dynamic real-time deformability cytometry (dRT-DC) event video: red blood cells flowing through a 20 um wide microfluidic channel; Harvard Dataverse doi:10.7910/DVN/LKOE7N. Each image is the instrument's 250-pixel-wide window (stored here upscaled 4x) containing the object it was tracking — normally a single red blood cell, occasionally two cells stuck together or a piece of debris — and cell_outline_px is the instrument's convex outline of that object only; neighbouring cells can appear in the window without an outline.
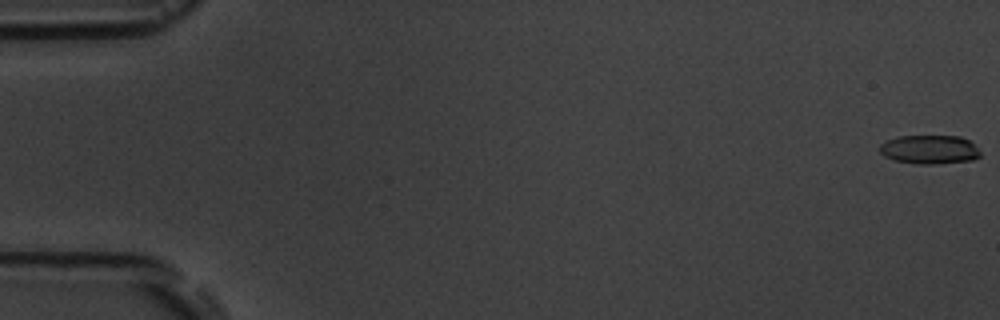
{"species": "common noctule bat (a hibernating species)", "species_latin": "Nyctalus noctula", "temperature_condition": "room temperature", "stored_images_in_passage": 9, "camera_frame_rate_fps": 3000, "um_per_image_px": 0.085, "animal": {"sex": "male", "body_mass_g": 19.5, "forearm_length_mm": 54.6}, "frame": {"image": 1, "passage_image": 1, "time_ms": 0.0, "image_size_px": [1000, 320], "cell_outline_px": [[980, 156], [972, 160], [932, 164], [916, 164], [896, 160], [884, 156], [880, 152], [880, 144], [888, 140], [900, 136], [960, 136], [968, 140], [980, 152]], "centroid_in_image_um": [79.0, 12.71], "position_along_channel_um": 6.0, "area_um2": 16.7}}
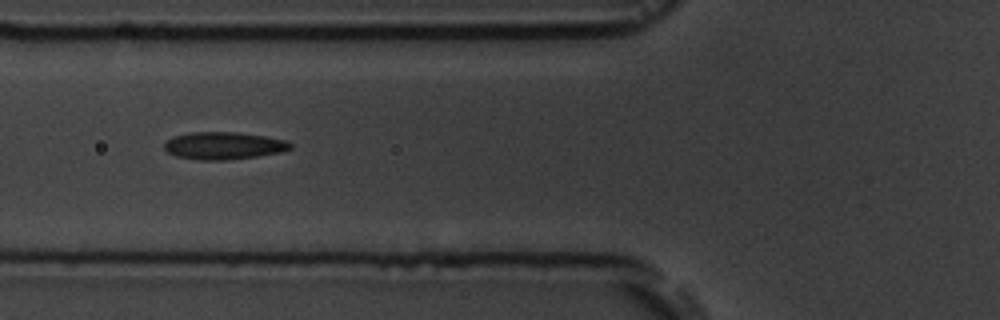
{"frame": {"image": 2, "passage_image": 7, "time_ms": 7.0, "image_size_px": [1000, 320], "cell_outline_px": [[292, 148], [280, 152], [256, 156], [228, 160], [200, 160], [176, 156], [168, 152], [164, 148], [164, 140], [172, 136], [188, 132], [236, 132], [264, 136], [288, 140], [292, 144]], "centroid_in_image_um": [18.98, 12.37], "position_along_channel_um": 106.8, "area_um2": 20.29}}
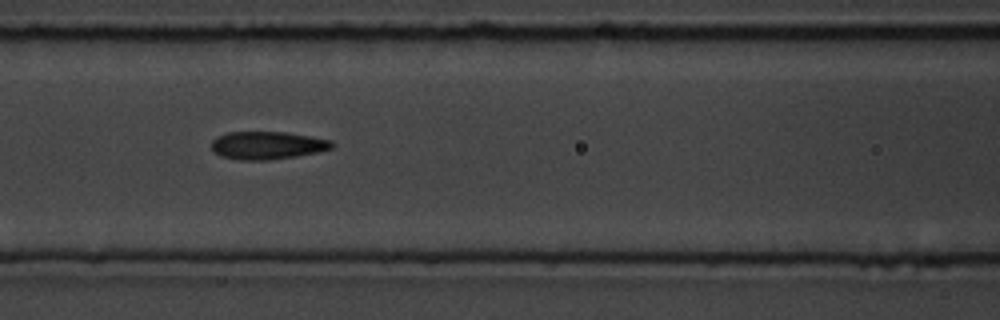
{"frame": {"image": 3, "passage_image": 8, "time_ms": 8.0, "image_size_px": [1000, 320], "cell_outline_px": [[336, 144], [332, 148], [320, 152], [296, 156], [268, 160], [240, 160], [220, 156], [212, 152], [212, 140], [216, 136], [228, 132], [284, 132], [312, 136], [332, 140]], "centroid_in_image_um": [22.74, 12.35], "position_along_channel_um": 143.9, "area_um2": 19.83}}